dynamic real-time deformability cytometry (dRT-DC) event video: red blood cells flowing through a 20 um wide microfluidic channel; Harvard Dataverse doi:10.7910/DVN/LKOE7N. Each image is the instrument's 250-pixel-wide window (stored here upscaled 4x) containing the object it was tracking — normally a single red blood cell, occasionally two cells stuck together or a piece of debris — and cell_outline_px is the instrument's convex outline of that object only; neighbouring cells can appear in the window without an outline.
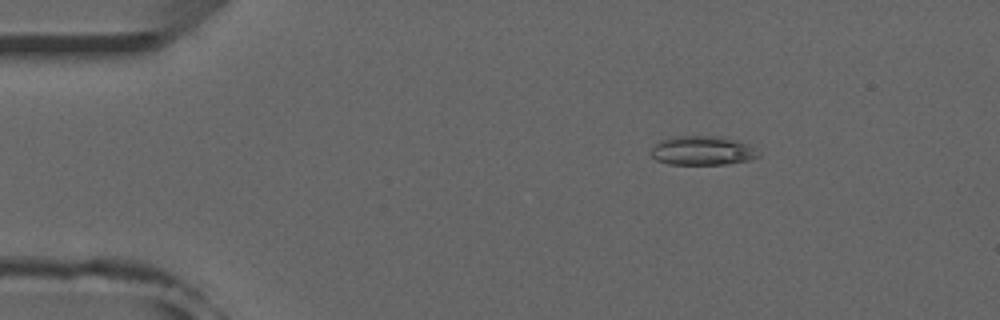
{"species": "common noctule bat (a hibernating species)", "species_latin": "Nyctalus noctula", "temperature_condition": "room temperature", "stored_images_in_passage": 51, "camera_frame_rate_fps": 3000, "um_per_image_px": 0.085, "animal": {"sex": "male", "forearm_length_mm": 52.5}, "frame": {"image": 1, "passage_image": 8, "time_ms": 2.333, "image_size_px": [1000, 320], "cell_outline_px": [[760, 156], [748, 160], [728, 164], [668, 164], [656, 160], [652, 156], [652, 148], [660, 140], [676, 136], [716, 136], [732, 140], [744, 144], [752, 148]], "centroid_in_image_um": [59.63, 12.81], "position_along_channel_um": 25.4, "area_um2": 17.74}}
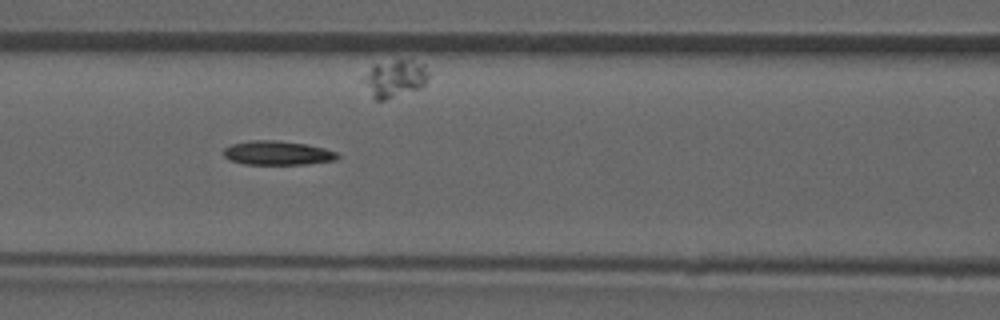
{"frame": {"image": 2, "passage_image": 22, "time_ms": 7.0, "image_size_px": [1000, 320], "cell_outline_px": [[340, 156], [336, 160], [308, 164], [244, 164], [232, 160], [224, 156], [224, 148], [232, 144], [252, 140], [276, 140], [308, 144], [324, 148], [336, 152]], "centroid_in_image_um": [23.62, 13.0], "position_along_channel_um": 143.0, "area_um2": 15.95}}
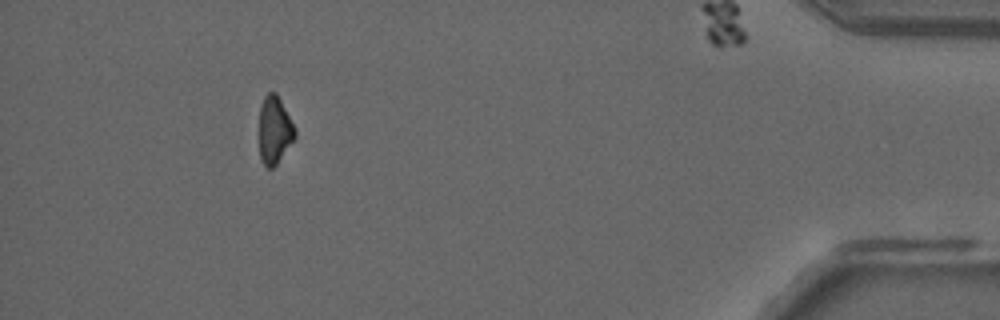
{"frame": {"image": 3, "passage_image": 47, "time_ms": 15.333, "image_size_px": [1000, 320], "cell_outline_px": [[296, 136], [276, 164], [272, 168], [268, 168], [260, 160], [260, 104], [264, 96], [268, 92], [276, 92], [296, 128]], "centroid_in_image_um": [23.33, 11.03], "position_along_channel_um": 411.9, "area_um2": 13.99}}